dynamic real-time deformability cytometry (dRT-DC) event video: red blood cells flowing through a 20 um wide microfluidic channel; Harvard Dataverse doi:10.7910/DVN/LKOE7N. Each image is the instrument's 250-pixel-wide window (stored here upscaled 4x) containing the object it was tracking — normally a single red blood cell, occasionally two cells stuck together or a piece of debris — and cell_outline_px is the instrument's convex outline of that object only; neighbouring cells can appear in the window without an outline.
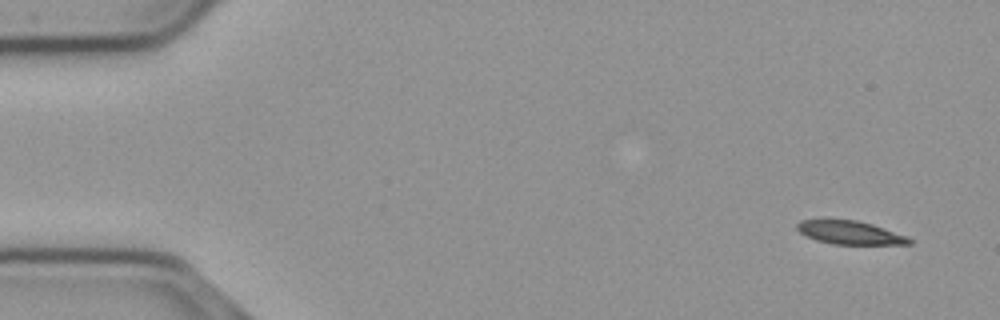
{"species": "common noctule bat (a hibernating species)", "species_latin": "Nyctalus noctula", "temperature_condition": "cold", "stored_images_in_passage": 7, "camera_frame_rate_fps": 3000, "um_per_image_px": 0.085, "animal": {"sex": "male", "body_mass_g": 23.1, "forearm_length_mm": 52.7}, "frame": {"image": 1, "passage_image": 1, "time_ms": 0.0, "image_size_px": [1000, 320], "cell_outline_px": [[912, 244], [832, 244], [816, 240], [800, 232], [796, 228], [796, 224], [800, 220], [856, 220], [872, 224], [908, 236], [912, 240]], "centroid_in_image_um": [72.27, 19.77], "position_along_channel_um": 12.7, "area_um2": 15.14}}